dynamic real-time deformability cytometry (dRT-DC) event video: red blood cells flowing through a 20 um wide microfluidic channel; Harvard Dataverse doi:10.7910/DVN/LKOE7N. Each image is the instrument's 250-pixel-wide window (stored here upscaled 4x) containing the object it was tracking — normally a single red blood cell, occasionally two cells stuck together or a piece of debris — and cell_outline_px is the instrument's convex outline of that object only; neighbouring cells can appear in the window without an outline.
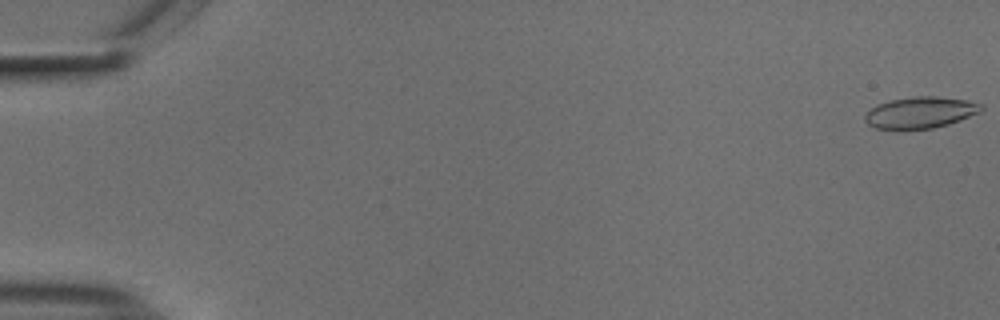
{"species": "common noctule bat (a hibernating species)", "species_latin": "Nyctalus noctula", "temperature_condition": "cold", "stored_images_in_passage": 16, "camera_frame_rate_fps": 3000, "um_per_image_px": 0.085, "animal": {"sex": "male", "body_mass_g": 18.8}, "frame": {"image": 1, "passage_image": 1, "time_ms": 0.0, "image_size_px": [1000, 320], "cell_outline_px": [[984, 108], [980, 112], [960, 120], [948, 124], [932, 128], [904, 132], [876, 128], [868, 124], [864, 120], [864, 116], [876, 104], [888, 100], [912, 96], [936, 96], [968, 100], [984, 104]], "centroid_in_image_um": [78.21, 9.59], "position_along_channel_um": 6.8, "area_um2": 22.02}}
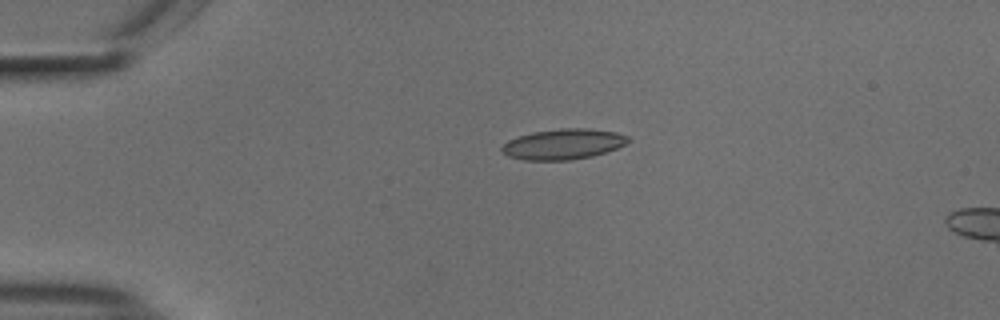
{"frame": {"image": 2, "passage_image": 13, "time_ms": 4.0, "image_size_px": [1000, 320], "cell_outline_px": [[632, 140], [616, 148], [592, 156], [572, 160], [524, 160], [508, 156], [500, 152], [500, 148], [508, 140], [532, 132], [560, 128], [584, 128], [616, 132], [628, 136]], "centroid_in_image_um": [47.85, 12.25], "position_along_channel_um": 37.1, "area_um2": 22.43}}